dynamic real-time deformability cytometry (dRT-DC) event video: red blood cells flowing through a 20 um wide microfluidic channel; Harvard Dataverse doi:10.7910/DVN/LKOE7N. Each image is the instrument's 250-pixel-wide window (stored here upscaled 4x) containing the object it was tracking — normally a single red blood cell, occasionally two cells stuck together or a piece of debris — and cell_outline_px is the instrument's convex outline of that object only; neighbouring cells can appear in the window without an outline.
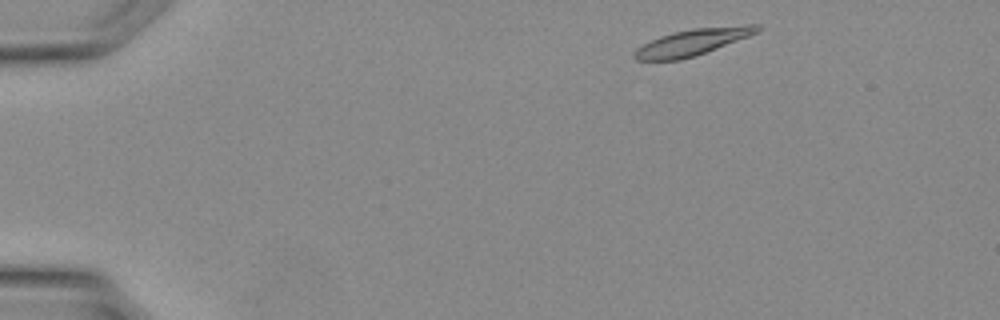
{"species": "Egyptian fruit bat (a non-hibernating species)", "species_latin": "Rousettus aegyptiacus", "temperature_condition": "warm", "stored_images_in_passage": 31, "camera_frame_rate_fps": 3000, "um_per_image_px": 0.085, "animal": {"sex": "female"}, "frame": {"image": 1, "passage_image": 1, "time_ms": 0.0, "image_size_px": [1000, 320], "cell_outline_px": [[760, 32], [716, 48], [680, 60], [636, 60], [632, 56], [632, 52], [636, 48], [660, 36], [672, 32], [692, 28], [744, 24], [760, 24]], "centroid_in_image_um": [58.87, 3.56], "position_along_channel_um": 26.1, "area_um2": 18.96}}
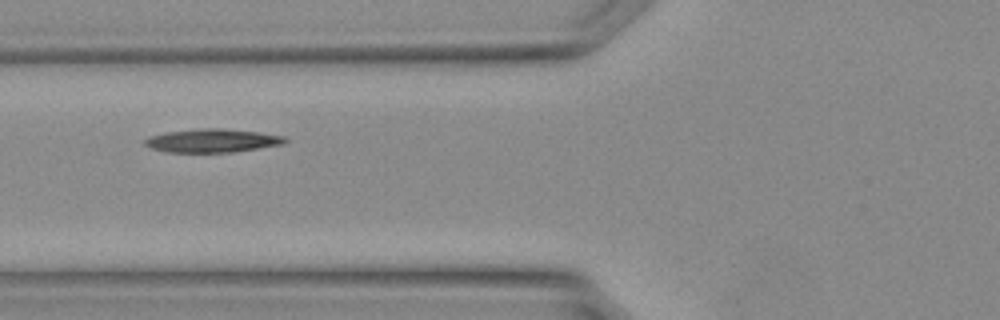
{"frame": {"image": 2, "passage_image": 10, "time_ms": 3.0, "image_size_px": [1000, 320], "cell_outline_px": [[288, 140], [284, 144], [236, 152], [168, 152], [152, 148], [144, 144], [144, 140], [148, 136], [168, 132], [200, 128], [220, 128], [256, 132], [284, 136]], "centroid_in_image_um": [18.05, 11.96], "position_along_channel_um": 107.7, "area_um2": 19.07}}
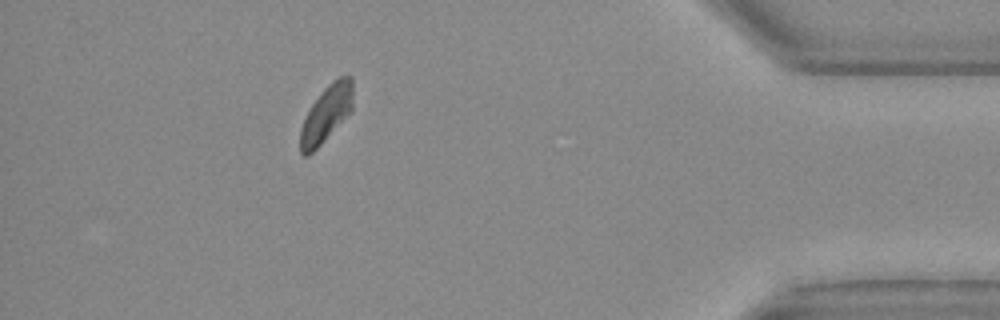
{"frame": {"image": 3, "passage_image": 28, "time_ms": 9.0, "image_size_px": [1000, 320], "cell_outline_px": [[352, 108], [324, 140], [308, 156], [304, 156], [300, 152], [300, 128], [312, 104], [324, 88], [332, 80], [340, 76], [352, 76]], "centroid_in_image_um": [27.71, 9.65], "position_along_channel_um": 407.5, "area_um2": 16.82}}